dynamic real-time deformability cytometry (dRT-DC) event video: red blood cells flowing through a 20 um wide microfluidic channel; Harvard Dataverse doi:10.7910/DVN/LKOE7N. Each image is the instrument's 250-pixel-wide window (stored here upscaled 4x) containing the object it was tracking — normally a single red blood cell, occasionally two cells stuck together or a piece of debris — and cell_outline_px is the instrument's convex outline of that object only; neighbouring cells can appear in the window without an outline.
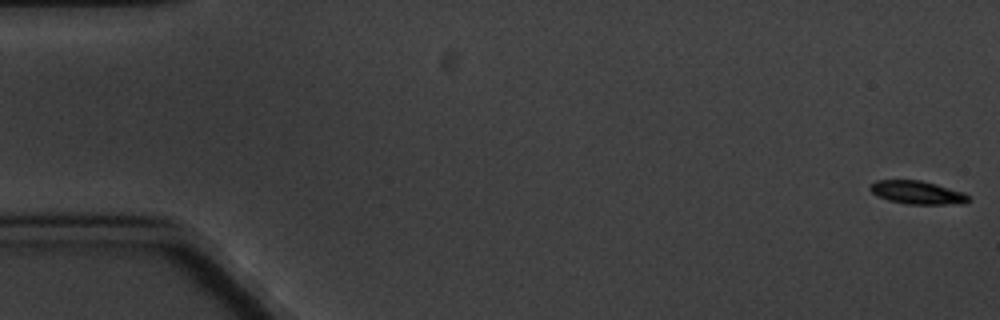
{"species": "common noctule bat (a hibernating species)", "species_latin": "Nyctalus noctula", "temperature_condition": "cold", "stored_images_in_passage": 6, "camera_frame_rate_fps": 3000, "um_per_image_px": 0.085, "animal": {"sex": "male", "body_mass_g": 20.1, "forearm_length_mm": 53.5}, "frame": {"image": 1, "passage_image": 1, "time_ms": 0.0, "image_size_px": [1000, 320], "cell_outline_px": [[972, 200], [964, 204], [908, 204], [888, 200], [876, 196], [868, 188], [876, 180], [920, 180], [936, 184], [964, 192]], "centroid_in_image_um": [77.99, 16.37], "position_along_channel_um": 7.0, "area_um2": 13.41}}